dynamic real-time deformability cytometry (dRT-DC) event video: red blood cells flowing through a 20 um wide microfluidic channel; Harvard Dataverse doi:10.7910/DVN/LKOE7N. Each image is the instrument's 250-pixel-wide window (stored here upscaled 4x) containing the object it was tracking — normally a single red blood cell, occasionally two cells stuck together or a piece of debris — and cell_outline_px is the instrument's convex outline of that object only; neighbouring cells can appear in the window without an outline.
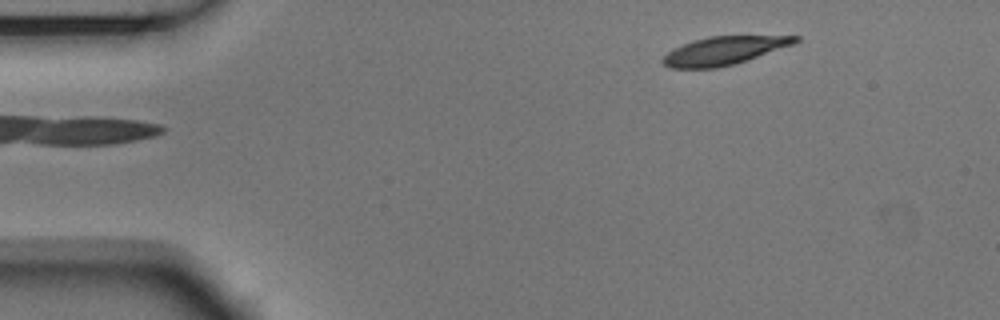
{"species": "Egyptian fruit bat (a non-hibernating species)", "species_latin": "Rousettus aegyptiacus", "temperature_condition": "room temperature", "stored_images_in_passage": 5, "segment_of_instrument_passage": [2, 2], "camera_frame_rate_fps": 3000, "um_per_image_px": 0.085, "animal": {"sex": "male"}, "frame": {"image": 1, "passage_image": 5, "time_ms": 1.333, "image_size_px": [1000, 320], "cell_outline_px": [[800, 40], [796, 44], [736, 64], [716, 68], [672, 68], [664, 64], [660, 60], [672, 48], [708, 36], [800, 36]], "centroid_in_image_um": [61.58, 4.31], "position_along_channel_um": 23.4, "area_um2": 21.85}}